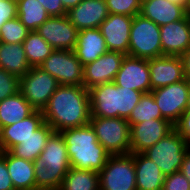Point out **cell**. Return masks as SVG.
<instances>
[{
    "label": "cell",
    "instance_id": "cell-33",
    "mask_svg": "<svg viewBox=\"0 0 190 190\" xmlns=\"http://www.w3.org/2000/svg\"><path fill=\"white\" fill-rule=\"evenodd\" d=\"M30 30L15 17L6 21L0 28V42L3 43H23Z\"/></svg>",
    "mask_w": 190,
    "mask_h": 190
},
{
    "label": "cell",
    "instance_id": "cell-1",
    "mask_svg": "<svg viewBox=\"0 0 190 190\" xmlns=\"http://www.w3.org/2000/svg\"><path fill=\"white\" fill-rule=\"evenodd\" d=\"M42 112L44 122L48 123L54 132L89 124V90L83 85H59Z\"/></svg>",
    "mask_w": 190,
    "mask_h": 190
},
{
    "label": "cell",
    "instance_id": "cell-36",
    "mask_svg": "<svg viewBox=\"0 0 190 190\" xmlns=\"http://www.w3.org/2000/svg\"><path fill=\"white\" fill-rule=\"evenodd\" d=\"M162 190H190V182L180 172L165 176Z\"/></svg>",
    "mask_w": 190,
    "mask_h": 190
},
{
    "label": "cell",
    "instance_id": "cell-3",
    "mask_svg": "<svg viewBox=\"0 0 190 190\" xmlns=\"http://www.w3.org/2000/svg\"><path fill=\"white\" fill-rule=\"evenodd\" d=\"M33 163L36 190H59L71 168L65 140L60 132L50 135L43 151Z\"/></svg>",
    "mask_w": 190,
    "mask_h": 190
},
{
    "label": "cell",
    "instance_id": "cell-27",
    "mask_svg": "<svg viewBox=\"0 0 190 190\" xmlns=\"http://www.w3.org/2000/svg\"><path fill=\"white\" fill-rule=\"evenodd\" d=\"M34 111L20 92L5 98L0 101V129L27 118Z\"/></svg>",
    "mask_w": 190,
    "mask_h": 190
},
{
    "label": "cell",
    "instance_id": "cell-7",
    "mask_svg": "<svg viewBox=\"0 0 190 190\" xmlns=\"http://www.w3.org/2000/svg\"><path fill=\"white\" fill-rule=\"evenodd\" d=\"M100 190H136L134 154L110 155L99 172Z\"/></svg>",
    "mask_w": 190,
    "mask_h": 190
},
{
    "label": "cell",
    "instance_id": "cell-28",
    "mask_svg": "<svg viewBox=\"0 0 190 190\" xmlns=\"http://www.w3.org/2000/svg\"><path fill=\"white\" fill-rule=\"evenodd\" d=\"M17 17L30 31H36L50 15L38 0H16Z\"/></svg>",
    "mask_w": 190,
    "mask_h": 190
},
{
    "label": "cell",
    "instance_id": "cell-4",
    "mask_svg": "<svg viewBox=\"0 0 190 190\" xmlns=\"http://www.w3.org/2000/svg\"><path fill=\"white\" fill-rule=\"evenodd\" d=\"M89 124L110 155L130 154V125L127 119L91 116Z\"/></svg>",
    "mask_w": 190,
    "mask_h": 190
},
{
    "label": "cell",
    "instance_id": "cell-13",
    "mask_svg": "<svg viewBox=\"0 0 190 190\" xmlns=\"http://www.w3.org/2000/svg\"><path fill=\"white\" fill-rule=\"evenodd\" d=\"M126 55L107 51L97 60L83 66V86L89 90L94 86L113 82Z\"/></svg>",
    "mask_w": 190,
    "mask_h": 190
},
{
    "label": "cell",
    "instance_id": "cell-34",
    "mask_svg": "<svg viewBox=\"0 0 190 190\" xmlns=\"http://www.w3.org/2000/svg\"><path fill=\"white\" fill-rule=\"evenodd\" d=\"M108 14L134 17L141 12V0H105Z\"/></svg>",
    "mask_w": 190,
    "mask_h": 190
},
{
    "label": "cell",
    "instance_id": "cell-45",
    "mask_svg": "<svg viewBox=\"0 0 190 190\" xmlns=\"http://www.w3.org/2000/svg\"><path fill=\"white\" fill-rule=\"evenodd\" d=\"M187 2V13L190 14V0H186Z\"/></svg>",
    "mask_w": 190,
    "mask_h": 190
},
{
    "label": "cell",
    "instance_id": "cell-16",
    "mask_svg": "<svg viewBox=\"0 0 190 190\" xmlns=\"http://www.w3.org/2000/svg\"><path fill=\"white\" fill-rule=\"evenodd\" d=\"M162 56H182L190 49V14L160 26Z\"/></svg>",
    "mask_w": 190,
    "mask_h": 190
},
{
    "label": "cell",
    "instance_id": "cell-18",
    "mask_svg": "<svg viewBox=\"0 0 190 190\" xmlns=\"http://www.w3.org/2000/svg\"><path fill=\"white\" fill-rule=\"evenodd\" d=\"M78 31L99 28L108 17L105 0H82L78 5L67 11L66 15Z\"/></svg>",
    "mask_w": 190,
    "mask_h": 190
},
{
    "label": "cell",
    "instance_id": "cell-5",
    "mask_svg": "<svg viewBox=\"0 0 190 190\" xmlns=\"http://www.w3.org/2000/svg\"><path fill=\"white\" fill-rule=\"evenodd\" d=\"M128 56L143 59L162 56L160 26L141 14L133 17Z\"/></svg>",
    "mask_w": 190,
    "mask_h": 190
},
{
    "label": "cell",
    "instance_id": "cell-14",
    "mask_svg": "<svg viewBox=\"0 0 190 190\" xmlns=\"http://www.w3.org/2000/svg\"><path fill=\"white\" fill-rule=\"evenodd\" d=\"M119 87L138 90L142 93L151 92L148 59L126 55L113 81Z\"/></svg>",
    "mask_w": 190,
    "mask_h": 190
},
{
    "label": "cell",
    "instance_id": "cell-23",
    "mask_svg": "<svg viewBox=\"0 0 190 190\" xmlns=\"http://www.w3.org/2000/svg\"><path fill=\"white\" fill-rule=\"evenodd\" d=\"M6 160L8 173L15 190H36L34 163L12 155L9 151H0Z\"/></svg>",
    "mask_w": 190,
    "mask_h": 190
},
{
    "label": "cell",
    "instance_id": "cell-8",
    "mask_svg": "<svg viewBox=\"0 0 190 190\" xmlns=\"http://www.w3.org/2000/svg\"><path fill=\"white\" fill-rule=\"evenodd\" d=\"M57 80L41 67H31L19 78V92L35 110H43L58 88Z\"/></svg>",
    "mask_w": 190,
    "mask_h": 190
},
{
    "label": "cell",
    "instance_id": "cell-26",
    "mask_svg": "<svg viewBox=\"0 0 190 190\" xmlns=\"http://www.w3.org/2000/svg\"><path fill=\"white\" fill-rule=\"evenodd\" d=\"M0 68L22 78L31 68L22 43L0 42Z\"/></svg>",
    "mask_w": 190,
    "mask_h": 190
},
{
    "label": "cell",
    "instance_id": "cell-39",
    "mask_svg": "<svg viewBox=\"0 0 190 190\" xmlns=\"http://www.w3.org/2000/svg\"><path fill=\"white\" fill-rule=\"evenodd\" d=\"M51 16H66L67 11L64 9L61 0H38Z\"/></svg>",
    "mask_w": 190,
    "mask_h": 190
},
{
    "label": "cell",
    "instance_id": "cell-29",
    "mask_svg": "<svg viewBox=\"0 0 190 190\" xmlns=\"http://www.w3.org/2000/svg\"><path fill=\"white\" fill-rule=\"evenodd\" d=\"M22 44L30 67H39L54 50L37 31H30Z\"/></svg>",
    "mask_w": 190,
    "mask_h": 190
},
{
    "label": "cell",
    "instance_id": "cell-22",
    "mask_svg": "<svg viewBox=\"0 0 190 190\" xmlns=\"http://www.w3.org/2000/svg\"><path fill=\"white\" fill-rule=\"evenodd\" d=\"M91 116L116 118L117 85L114 82L104 83L89 89Z\"/></svg>",
    "mask_w": 190,
    "mask_h": 190
},
{
    "label": "cell",
    "instance_id": "cell-46",
    "mask_svg": "<svg viewBox=\"0 0 190 190\" xmlns=\"http://www.w3.org/2000/svg\"><path fill=\"white\" fill-rule=\"evenodd\" d=\"M186 77V80L188 82V86H189V90H190V76H185Z\"/></svg>",
    "mask_w": 190,
    "mask_h": 190
},
{
    "label": "cell",
    "instance_id": "cell-40",
    "mask_svg": "<svg viewBox=\"0 0 190 190\" xmlns=\"http://www.w3.org/2000/svg\"><path fill=\"white\" fill-rule=\"evenodd\" d=\"M0 190H15L8 168L6 160L0 155Z\"/></svg>",
    "mask_w": 190,
    "mask_h": 190
},
{
    "label": "cell",
    "instance_id": "cell-17",
    "mask_svg": "<svg viewBox=\"0 0 190 190\" xmlns=\"http://www.w3.org/2000/svg\"><path fill=\"white\" fill-rule=\"evenodd\" d=\"M151 91L186 79L180 56H161L148 59Z\"/></svg>",
    "mask_w": 190,
    "mask_h": 190
},
{
    "label": "cell",
    "instance_id": "cell-11",
    "mask_svg": "<svg viewBox=\"0 0 190 190\" xmlns=\"http://www.w3.org/2000/svg\"><path fill=\"white\" fill-rule=\"evenodd\" d=\"M167 119H151L130 126V154L143 153L173 131Z\"/></svg>",
    "mask_w": 190,
    "mask_h": 190
},
{
    "label": "cell",
    "instance_id": "cell-38",
    "mask_svg": "<svg viewBox=\"0 0 190 190\" xmlns=\"http://www.w3.org/2000/svg\"><path fill=\"white\" fill-rule=\"evenodd\" d=\"M15 17H17L16 0H0V28L6 21Z\"/></svg>",
    "mask_w": 190,
    "mask_h": 190
},
{
    "label": "cell",
    "instance_id": "cell-24",
    "mask_svg": "<svg viewBox=\"0 0 190 190\" xmlns=\"http://www.w3.org/2000/svg\"><path fill=\"white\" fill-rule=\"evenodd\" d=\"M136 190H162L165 175L143 153L134 154Z\"/></svg>",
    "mask_w": 190,
    "mask_h": 190
},
{
    "label": "cell",
    "instance_id": "cell-21",
    "mask_svg": "<svg viewBox=\"0 0 190 190\" xmlns=\"http://www.w3.org/2000/svg\"><path fill=\"white\" fill-rule=\"evenodd\" d=\"M140 14L158 26L183 19L187 10L170 0H144L141 4Z\"/></svg>",
    "mask_w": 190,
    "mask_h": 190
},
{
    "label": "cell",
    "instance_id": "cell-9",
    "mask_svg": "<svg viewBox=\"0 0 190 190\" xmlns=\"http://www.w3.org/2000/svg\"><path fill=\"white\" fill-rule=\"evenodd\" d=\"M164 119L175 125L190 104V90L186 79L154 89L150 92Z\"/></svg>",
    "mask_w": 190,
    "mask_h": 190
},
{
    "label": "cell",
    "instance_id": "cell-6",
    "mask_svg": "<svg viewBox=\"0 0 190 190\" xmlns=\"http://www.w3.org/2000/svg\"><path fill=\"white\" fill-rule=\"evenodd\" d=\"M190 148L174 129L154 146L143 152L167 176L180 170L184 156Z\"/></svg>",
    "mask_w": 190,
    "mask_h": 190
},
{
    "label": "cell",
    "instance_id": "cell-25",
    "mask_svg": "<svg viewBox=\"0 0 190 190\" xmlns=\"http://www.w3.org/2000/svg\"><path fill=\"white\" fill-rule=\"evenodd\" d=\"M53 132L52 127L44 122L31 136L23 140L21 144L12 147L9 152L18 158L34 162L43 151Z\"/></svg>",
    "mask_w": 190,
    "mask_h": 190
},
{
    "label": "cell",
    "instance_id": "cell-42",
    "mask_svg": "<svg viewBox=\"0 0 190 190\" xmlns=\"http://www.w3.org/2000/svg\"><path fill=\"white\" fill-rule=\"evenodd\" d=\"M184 64L185 76H190V50L181 56Z\"/></svg>",
    "mask_w": 190,
    "mask_h": 190
},
{
    "label": "cell",
    "instance_id": "cell-37",
    "mask_svg": "<svg viewBox=\"0 0 190 190\" xmlns=\"http://www.w3.org/2000/svg\"><path fill=\"white\" fill-rule=\"evenodd\" d=\"M174 128L190 148V107L183 112L180 120L174 125Z\"/></svg>",
    "mask_w": 190,
    "mask_h": 190
},
{
    "label": "cell",
    "instance_id": "cell-30",
    "mask_svg": "<svg viewBox=\"0 0 190 190\" xmlns=\"http://www.w3.org/2000/svg\"><path fill=\"white\" fill-rule=\"evenodd\" d=\"M59 190H100L99 172L71 167Z\"/></svg>",
    "mask_w": 190,
    "mask_h": 190
},
{
    "label": "cell",
    "instance_id": "cell-19",
    "mask_svg": "<svg viewBox=\"0 0 190 190\" xmlns=\"http://www.w3.org/2000/svg\"><path fill=\"white\" fill-rule=\"evenodd\" d=\"M44 123L43 112L35 110L27 118L0 129V151H9L21 144Z\"/></svg>",
    "mask_w": 190,
    "mask_h": 190
},
{
    "label": "cell",
    "instance_id": "cell-12",
    "mask_svg": "<svg viewBox=\"0 0 190 190\" xmlns=\"http://www.w3.org/2000/svg\"><path fill=\"white\" fill-rule=\"evenodd\" d=\"M36 31L54 50H74L79 32L67 16H51Z\"/></svg>",
    "mask_w": 190,
    "mask_h": 190
},
{
    "label": "cell",
    "instance_id": "cell-32",
    "mask_svg": "<svg viewBox=\"0 0 190 190\" xmlns=\"http://www.w3.org/2000/svg\"><path fill=\"white\" fill-rule=\"evenodd\" d=\"M143 94L138 90L117 86L118 118L128 119Z\"/></svg>",
    "mask_w": 190,
    "mask_h": 190
},
{
    "label": "cell",
    "instance_id": "cell-43",
    "mask_svg": "<svg viewBox=\"0 0 190 190\" xmlns=\"http://www.w3.org/2000/svg\"><path fill=\"white\" fill-rule=\"evenodd\" d=\"M66 11L78 5L82 0H61Z\"/></svg>",
    "mask_w": 190,
    "mask_h": 190
},
{
    "label": "cell",
    "instance_id": "cell-41",
    "mask_svg": "<svg viewBox=\"0 0 190 190\" xmlns=\"http://www.w3.org/2000/svg\"><path fill=\"white\" fill-rule=\"evenodd\" d=\"M190 182V149L186 152L184 156L183 163L179 170Z\"/></svg>",
    "mask_w": 190,
    "mask_h": 190
},
{
    "label": "cell",
    "instance_id": "cell-35",
    "mask_svg": "<svg viewBox=\"0 0 190 190\" xmlns=\"http://www.w3.org/2000/svg\"><path fill=\"white\" fill-rule=\"evenodd\" d=\"M19 92V78L0 68V101Z\"/></svg>",
    "mask_w": 190,
    "mask_h": 190
},
{
    "label": "cell",
    "instance_id": "cell-44",
    "mask_svg": "<svg viewBox=\"0 0 190 190\" xmlns=\"http://www.w3.org/2000/svg\"><path fill=\"white\" fill-rule=\"evenodd\" d=\"M173 3H177L179 5H182L187 10V2L186 0H170Z\"/></svg>",
    "mask_w": 190,
    "mask_h": 190
},
{
    "label": "cell",
    "instance_id": "cell-31",
    "mask_svg": "<svg viewBox=\"0 0 190 190\" xmlns=\"http://www.w3.org/2000/svg\"><path fill=\"white\" fill-rule=\"evenodd\" d=\"M151 119H164L160 113V109L151 93H145L141 97L139 103L135 106L127 119L129 125L142 123Z\"/></svg>",
    "mask_w": 190,
    "mask_h": 190
},
{
    "label": "cell",
    "instance_id": "cell-10",
    "mask_svg": "<svg viewBox=\"0 0 190 190\" xmlns=\"http://www.w3.org/2000/svg\"><path fill=\"white\" fill-rule=\"evenodd\" d=\"M39 67L52 75L59 85H83V65L73 50H53Z\"/></svg>",
    "mask_w": 190,
    "mask_h": 190
},
{
    "label": "cell",
    "instance_id": "cell-15",
    "mask_svg": "<svg viewBox=\"0 0 190 190\" xmlns=\"http://www.w3.org/2000/svg\"><path fill=\"white\" fill-rule=\"evenodd\" d=\"M132 22L133 17L131 16L108 14L99 27L108 51L128 55Z\"/></svg>",
    "mask_w": 190,
    "mask_h": 190
},
{
    "label": "cell",
    "instance_id": "cell-2",
    "mask_svg": "<svg viewBox=\"0 0 190 190\" xmlns=\"http://www.w3.org/2000/svg\"><path fill=\"white\" fill-rule=\"evenodd\" d=\"M65 140L71 167L100 172L110 154L97 140L90 124L60 132Z\"/></svg>",
    "mask_w": 190,
    "mask_h": 190
},
{
    "label": "cell",
    "instance_id": "cell-20",
    "mask_svg": "<svg viewBox=\"0 0 190 190\" xmlns=\"http://www.w3.org/2000/svg\"><path fill=\"white\" fill-rule=\"evenodd\" d=\"M74 53L83 66L97 60L108 49L99 28L83 29L78 32Z\"/></svg>",
    "mask_w": 190,
    "mask_h": 190
}]
</instances>
